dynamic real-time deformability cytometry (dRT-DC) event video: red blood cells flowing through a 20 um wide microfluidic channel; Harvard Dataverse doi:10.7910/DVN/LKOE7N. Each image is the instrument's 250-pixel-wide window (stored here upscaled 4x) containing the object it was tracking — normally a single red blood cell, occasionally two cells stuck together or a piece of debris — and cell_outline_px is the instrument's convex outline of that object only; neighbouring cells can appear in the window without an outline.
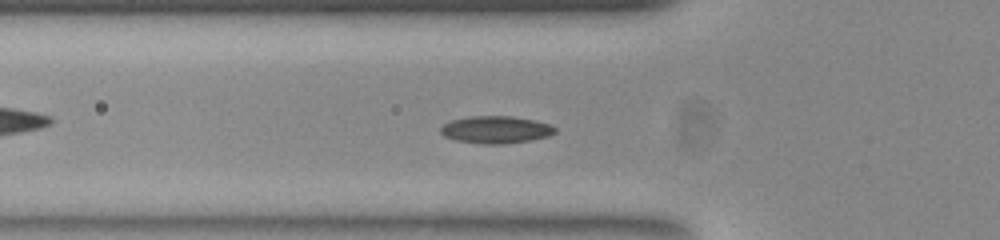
{"species": "common noctule bat (a hibernating species)", "species_latin": "Nyctalus noctula", "temperature_condition": "room temperature", "stored_images_in_passage": 35, "camera_frame_rate_fps": 3000, "um_per_image_px": 0.085, "animal": {"sex": "female", "body_mass_g": 23.0, "forearm_length_mm": 53.4}, "frame": {"image": 1, "passage_image": 15, "time_ms": 4.667, "image_size_px": [1000, 240], "cell_outline_px": [[556, 132], [548, 136], [528, 140], [500, 144], [484, 144], [456, 140], [444, 136], [440, 132], [440, 128], [444, 124], [452, 120], [472, 116], [512, 116], [536, 120], [548, 124], [556, 128]], "centroid_in_image_um": [42.14, 11.01], "position_along_channel_um": 83.7, "area_um2": 18.03}}
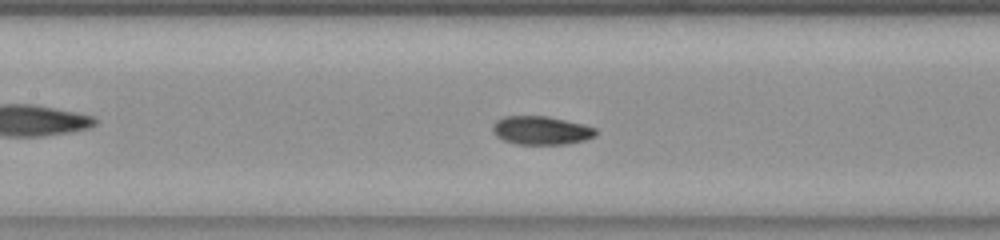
{"frame": {"image": 2, "passage_image": 21, "time_ms": 6.667, "image_size_px": [1000, 240], "cell_outline_px": [[596, 132], [592, 136], [584, 140], [568, 144], [516, 144], [504, 140], [496, 136], [492, 128], [492, 124], [496, 120], [504, 116], [548, 116], [596, 128]], "centroid_in_image_um": [45.94, 11.08], "position_along_channel_um": 161.5, "area_um2": 16.94}}
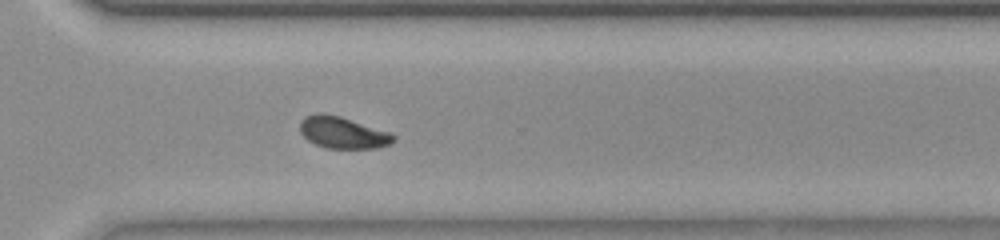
{"frame": {"image": 3, "passage_image": 35, "time_ms": 11.333, "image_size_px": [1000, 240], "cell_outline_px": [[396, 136], [388, 144], [376, 148], [328, 148], [316, 144], [308, 140], [300, 132], [300, 124], [308, 116], [316, 112], [324, 112], [340, 116], [388, 132]], "centroid_in_image_um": [29.1, 11.26], "position_along_channel_um": 341.5, "area_um2": 16.88}}